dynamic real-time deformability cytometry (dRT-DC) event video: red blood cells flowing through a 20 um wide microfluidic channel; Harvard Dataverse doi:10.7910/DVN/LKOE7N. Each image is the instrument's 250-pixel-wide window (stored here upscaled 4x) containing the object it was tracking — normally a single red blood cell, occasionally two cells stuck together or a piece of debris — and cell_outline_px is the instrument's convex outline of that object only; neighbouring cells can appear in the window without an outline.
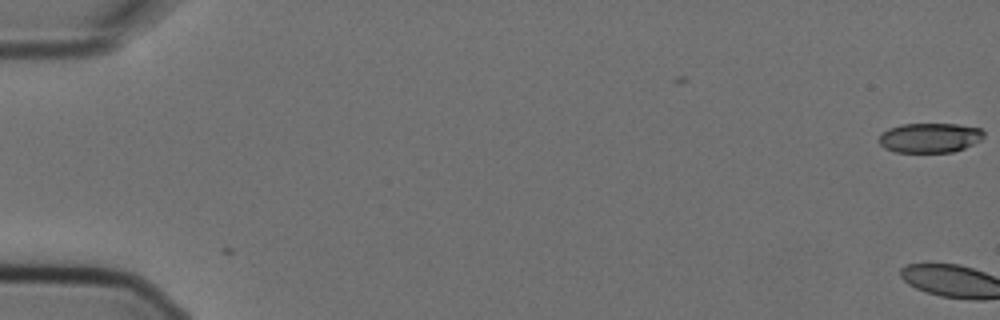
{"species": "Egyptian fruit bat (a non-hibernating species)", "species_latin": "Rousettus aegyptiacus", "temperature_condition": "cold", "stored_images_in_passage": 11, "camera_frame_rate_fps": 3000, "um_per_image_px": 0.085, "animal": {"sex": "female"}, "frame": {"image": 1, "passage_image": 1, "time_ms": 0.0, "image_size_px": [1000, 320], "cell_outline_px": [[984, 136], [980, 140], [964, 148], [952, 152], [896, 152], [884, 148], [880, 144], [880, 136], [888, 128], [904, 124], [956, 124], [980, 128], [984, 132]], "centroid_in_image_um": [79.04, 11.71], "position_along_channel_um": 6.0, "area_um2": 17.98}}
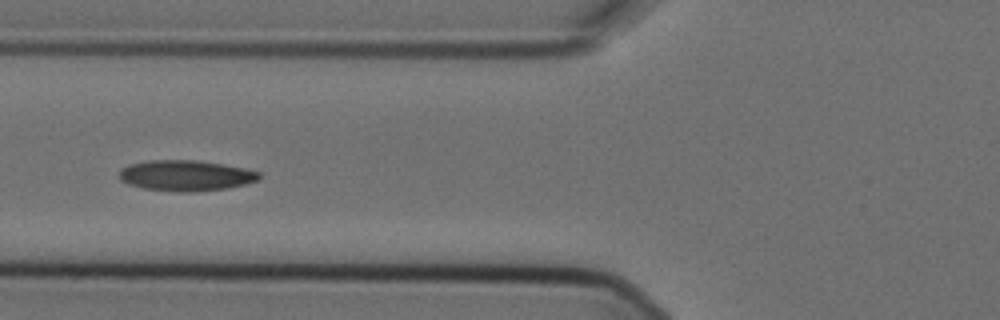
{"frame": {"image": 2, "passage_image": 7, "time_ms": 2.0, "image_size_px": [1000, 320], "cell_outline_px": [[260, 176], [256, 180], [244, 184], [228, 188], [192, 192], [180, 192], [144, 188], [128, 184], [120, 180], [120, 168], [128, 164], [148, 160], [196, 160], [244, 168], [260, 172]], "centroid_in_image_um": [15.75, 14.92], "position_along_channel_um": 110.1, "area_um2": 24.91}}
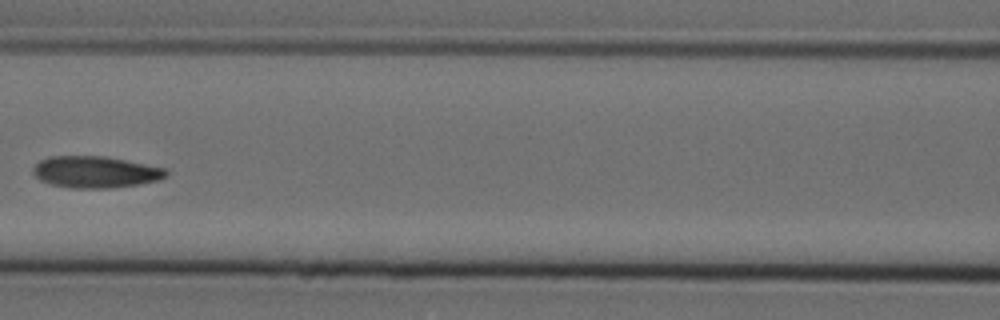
{"frame": {"image": 3, "passage_image": 8, "time_ms": 2.333, "image_size_px": [1000, 320], "cell_outline_px": [[168, 172], [164, 176], [156, 180], [140, 184], [112, 188], [72, 188], [52, 184], [40, 180], [32, 172], [32, 168], [40, 160], [48, 156], [104, 156], [168, 168]], "centroid_in_image_um": [8.1, 14.61], "position_along_channel_um": 158.5, "area_um2": 24.51}}